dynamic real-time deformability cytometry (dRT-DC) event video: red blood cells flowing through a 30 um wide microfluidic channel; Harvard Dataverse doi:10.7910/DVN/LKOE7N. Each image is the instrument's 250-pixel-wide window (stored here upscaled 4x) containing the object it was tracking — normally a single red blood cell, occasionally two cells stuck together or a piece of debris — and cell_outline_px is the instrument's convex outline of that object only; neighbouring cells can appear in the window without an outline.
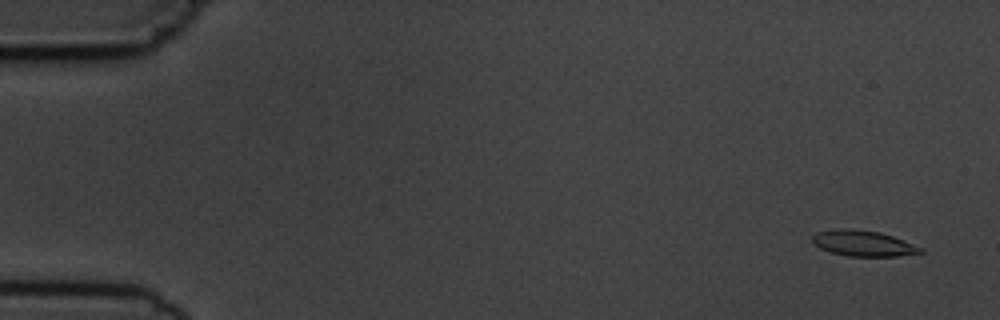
{"species": "common noctule bat (a hibernating species)", "species_latin": "Nyctalus noctula", "temperature_condition": "cold", "stored_images_in_passage": 4, "camera_frame_rate_fps": 3000, "um_per_image_px": 0.085, "animal": {"sex": "male", "body_mass_g": 19.5, "forearm_length_mm": 54.6}, "frame": {"image": 1, "passage_image": 1, "time_ms": 0.0, "image_size_px": [1000, 320], "cell_outline_px": [[924, 252], [896, 256], [848, 256], [828, 252], [820, 248], [812, 240], [812, 236], [816, 232], [840, 228], [848, 228], [880, 232], [904, 240], [924, 248]], "centroid_in_image_um": [73.37, 20.68], "position_along_channel_um": 11.6, "area_um2": 16.24}}
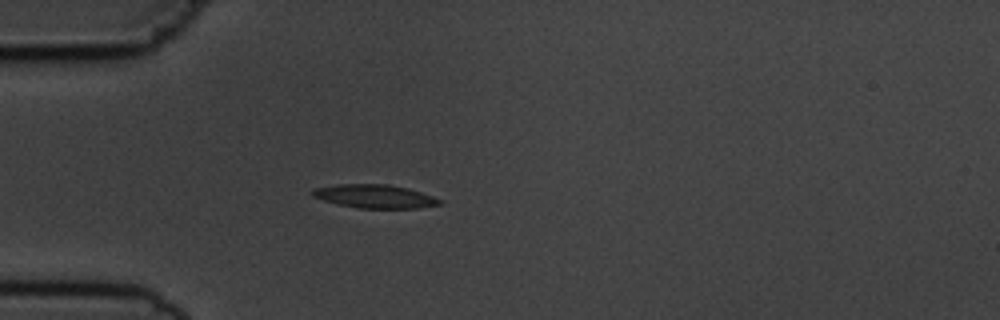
{"frame": {"image": 2, "passage_image": 4, "time_ms": 4.333, "image_size_px": [1000, 320], "cell_outline_px": [[444, 200], [440, 204], [416, 208], [360, 208], [340, 204], [324, 200], [312, 196], [312, 188], [336, 184], [388, 184], [408, 188]], "centroid_in_image_um": [31.85, 16.67], "position_along_channel_um": 53.1, "area_um2": 17.28}}